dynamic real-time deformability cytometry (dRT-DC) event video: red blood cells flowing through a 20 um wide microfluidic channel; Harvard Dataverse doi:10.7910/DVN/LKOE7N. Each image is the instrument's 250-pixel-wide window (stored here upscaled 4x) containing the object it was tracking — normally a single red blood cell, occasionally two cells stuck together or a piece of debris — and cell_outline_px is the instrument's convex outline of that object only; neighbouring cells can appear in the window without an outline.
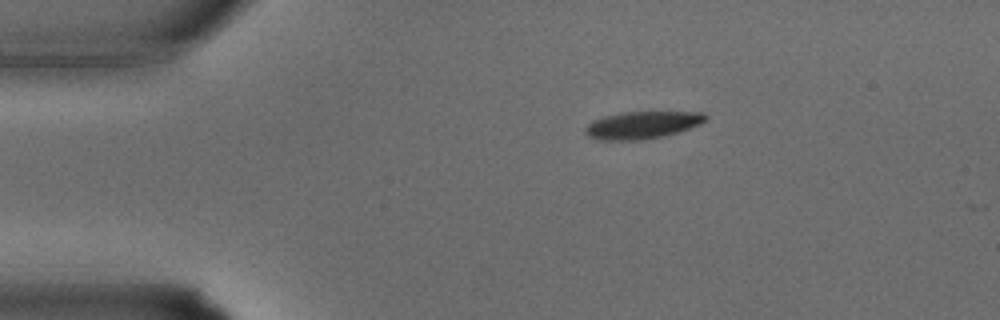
{"species": "common noctule bat (a hibernating species)", "species_latin": "Nyctalus noctula", "temperature_condition": "warm", "stored_images_in_passage": 5, "camera_frame_rate_fps": 3000, "um_per_image_px": 0.085, "animal": {"sex": "male", "body_mass_g": 15.6}, "frame": {"image": 1, "passage_image": 1, "time_ms": 0.0, "image_size_px": [1000, 320], "cell_outline_px": [[708, 120], [700, 124], [676, 132], [660, 136], [640, 140], [596, 140], [588, 136], [584, 132], [584, 128], [592, 120], [604, 116], [624, 112], [704, 112], [708, 116]], "centroid_in_image_um": [54.56, 10.62], "position_along_channel_um": 30.4, "area_um2": 19.13}}